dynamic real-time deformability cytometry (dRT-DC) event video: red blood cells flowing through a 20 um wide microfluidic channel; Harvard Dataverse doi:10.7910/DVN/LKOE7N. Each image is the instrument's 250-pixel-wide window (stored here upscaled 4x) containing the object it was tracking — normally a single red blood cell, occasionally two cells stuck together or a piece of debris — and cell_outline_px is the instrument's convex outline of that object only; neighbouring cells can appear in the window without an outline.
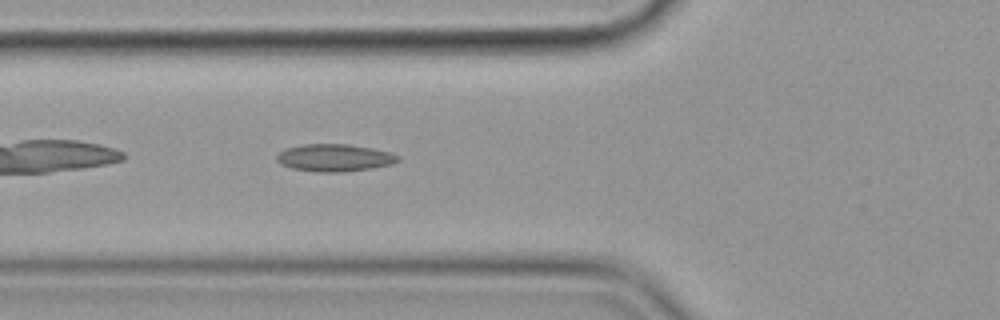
{"species": "common noctule bat (a hibernating species)", "species_latin": "Nyctalus noctula", "temperature_condition": "cold", "stored_images_in_passage": 37, "camera_frame_rate_fps": 3000, "um_per_image_px": 0.085, "animal": {"sex": "female", "body_mass_g": 19.9}, "frame": {"image": 1, "passage_image": 5, "time_ms": 1.333, "image_size_px": [1000, 320], "cell_outline_px": [[400, 160], [392, 164], [344, 172], [320, 172], [292, 168], [280, 164], [276, 160], [276, 156], [284, 148], [300, 144], [348, 144], [372, 148], [392, 152], [400, 156]], "centroid_in_image_um": [28.42, 13.4], "position_along_channel_um": 97.4, "area_um2": 19.42}}
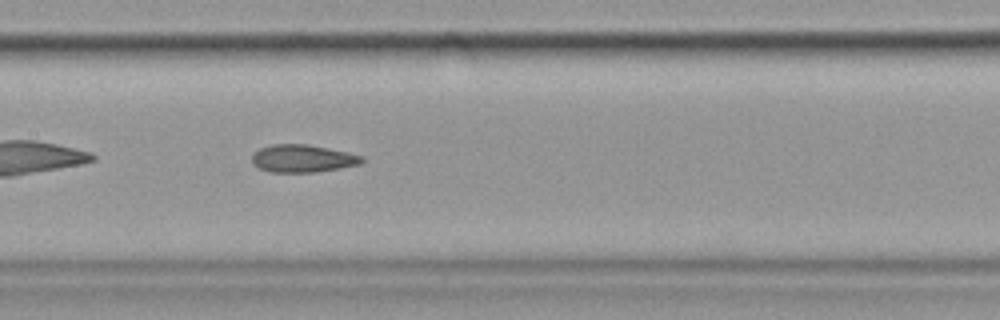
{"frame": {"image": 2, "passage_image": 12, "time_ms": 3.667, "image_size_px": [1000, 320], "cell_outline_px": [[364, 160], [360, 164], [340, 168], [312, 172], [272, 172], [260, 168], [252, 164], [252, 156], [260, 148], [272, 144], [308, 144], [348, 152], [364, 156]], "centroid_in_image_um": [25.74, 13.46], "position_along_channel_um": 181.7, "area_um2": 17.63}}
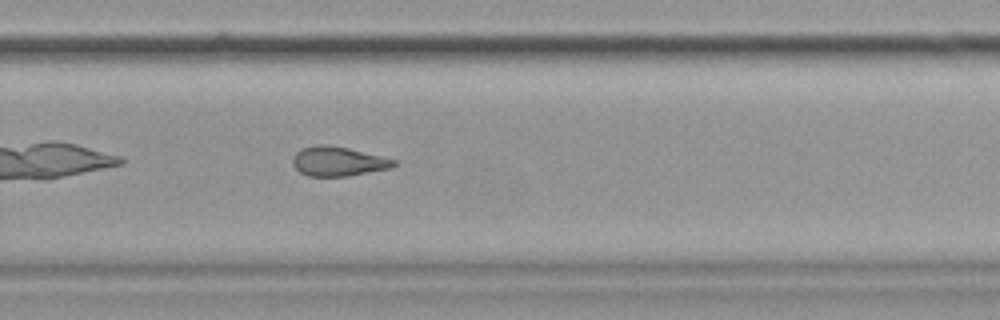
{"frame": {"image": 3, "passage_image": 22, "time_ms": 7.0, "image_size_px": [1000, 320], "cell_outline_px": [[396, 164], [392, 168], [348, 176], [308, 176], [300, 172], [292, 164], [292, 156], [300, 148], [316, 144], [328, 144], [348, 148], [396, 160]], "centroid_in_image_um": [28.7, 13.71], "position_along_channel_um": 301.1, "area_um2": 17.46}, "authors_computed_cell_mechanics": {"area_um2": 18.0914, "velocity_mm_per_s": 3.5988, "shape_relaxation_time_tau1_ms": 9.6268, "shape_relaxation_time_tau2_ms": 2.7028, "deformation_change_tau1": 0.1526, "deformation_change_tau2": 0.0886}}